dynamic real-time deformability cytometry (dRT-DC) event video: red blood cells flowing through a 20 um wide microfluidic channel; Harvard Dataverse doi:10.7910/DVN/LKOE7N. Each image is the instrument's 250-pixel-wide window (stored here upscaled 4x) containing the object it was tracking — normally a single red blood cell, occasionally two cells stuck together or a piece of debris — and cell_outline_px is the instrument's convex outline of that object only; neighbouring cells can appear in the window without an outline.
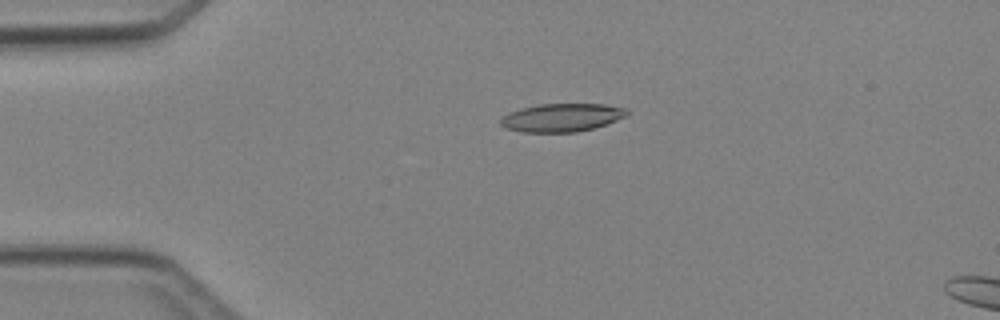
{"species": "Egyptian fruit bat (a non-hibernating species)", "species_latin": "Rousettus aegyptiacus", "temperature_condition": "cold", "stored_images_in_passage": 5, "camera_frame_rate_fps": 3000, "um_per_image_px": 0.085, "animal": {"sex": "female"}, "frame": {"image": 1, "passage_image": 3, "time_ms": 2.333, "image_size_px": [1000, 320], "cell_outline_px": [[628, 116], [592, 128], [576, 132], [520, 132], [504, 128], [500, 124], [500, 120], [504, 116], [512, 112], [524, 108], [540, 104], [604, 104], [624, 108], [628, 112]], "centroid_in_image_um": [47.74, 10.0], "position_along_channel_um": 37.3, "area_um2": 20.46}}